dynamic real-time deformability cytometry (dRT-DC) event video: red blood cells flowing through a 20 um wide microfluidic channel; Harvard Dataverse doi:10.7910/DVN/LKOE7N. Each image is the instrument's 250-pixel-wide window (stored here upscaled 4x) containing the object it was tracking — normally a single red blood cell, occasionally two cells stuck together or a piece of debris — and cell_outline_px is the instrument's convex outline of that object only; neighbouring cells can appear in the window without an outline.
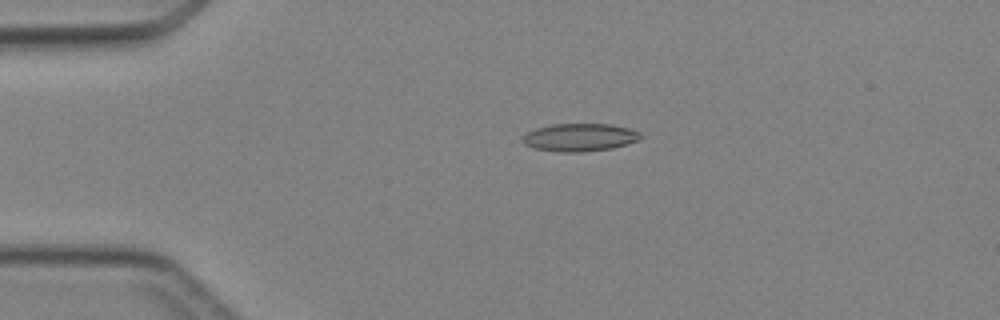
{"species": "Egyptian fruit bat (a non-hibernating species)", "species_latin": "Rousettus aegyptiacus", "temperature_condition": "cold", "stored_images_in_passage": 5, "camera_frame_rate_fps": 3000, "um_per_image_px": 0.085, "animal": {"sex": "female"}, "frame": {"image": 1, "passage_image": 4, "time_ms": 3.333, "image_size_px": [1000, 320], "cell_outline_px": [[644, 136], [636, 140], [612, 148], [580, 152], [560, 152], [532, 148], [524, 144], [520, 140], [520, 136], [536, 128], [552, 124], [612, 124], [628, 128], [640, 132]], "centroid_in_image_um": [49.21, 11.67], "position_along_channel_um": 35.8, "area_um2": 19.19}}